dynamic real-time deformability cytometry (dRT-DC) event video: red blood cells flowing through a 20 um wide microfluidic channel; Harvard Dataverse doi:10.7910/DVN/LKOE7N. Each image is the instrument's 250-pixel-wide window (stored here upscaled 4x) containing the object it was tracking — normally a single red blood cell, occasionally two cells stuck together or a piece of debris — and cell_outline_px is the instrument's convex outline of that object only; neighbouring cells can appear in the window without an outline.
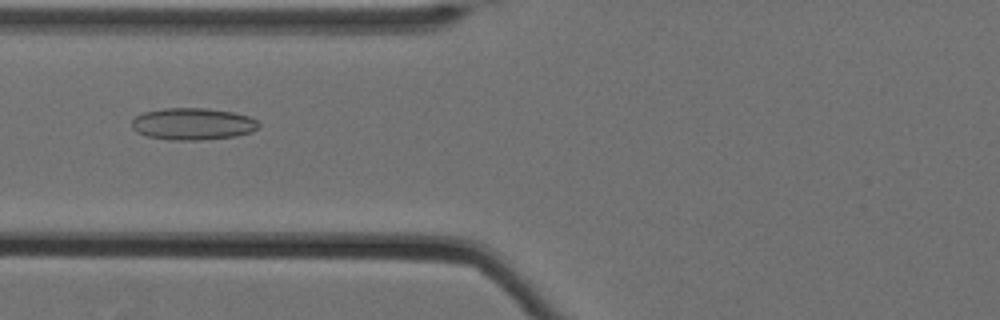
{"species": "Egyptian fruit bat (a non-hibernating species)", "species_latin": "Rousettus aegyptiacus", "temperature_condition": "cold", "stored_images_in_passage": 54, "camera_frame_rate_fps": 3000, "um_per_image_px": 0.085, "animal": {"sex": "female"}, "frame": {"image": 1, "passage_image": 21, "time_ms": 6.667, "image_size_px": [1000, 320], "cell_outline_px": [[260, 124], [252, 132], [236, 136], [200, 140], [176, 140], [148, 136], [136, 132], [132, 128], [132, 120], [136, 116], [144, 112], [164, 108], [208, 108], [232, 112], [248, 116], [256, 120]], "centroid_in_image_um": [16.38, 10.53], "position_along_channel_um": 109.4, "area_um2": 23.52}}
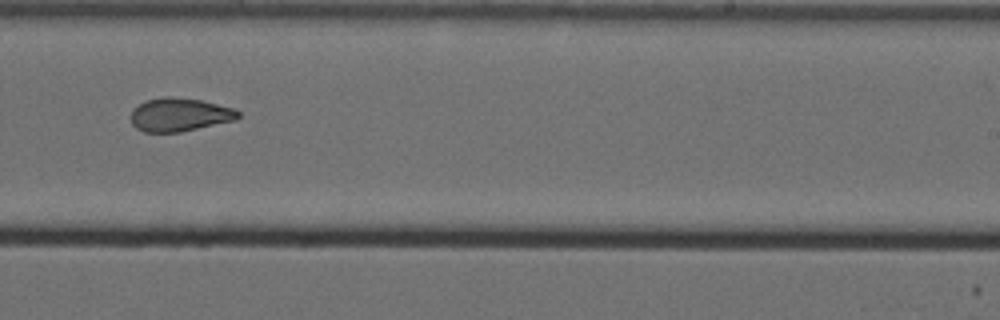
{"frame": {"image": 2, "passage_image": 35, "time_ms": 11.333, "image_size_px": [1000, 320], "cell_outline_px": [[240, 116], [236, 120], [180, 132], [144, 132], [136, 128], [132, 124], [132, 112], [140, 104], [148, 100], [164, 96], [172, 96], [200, 100], [232, 108], [240, 112]], "centroid_in_image_um": [15.28, 9.75], "position_along_channel_um": 273.7, "area_um2": 20.63}}
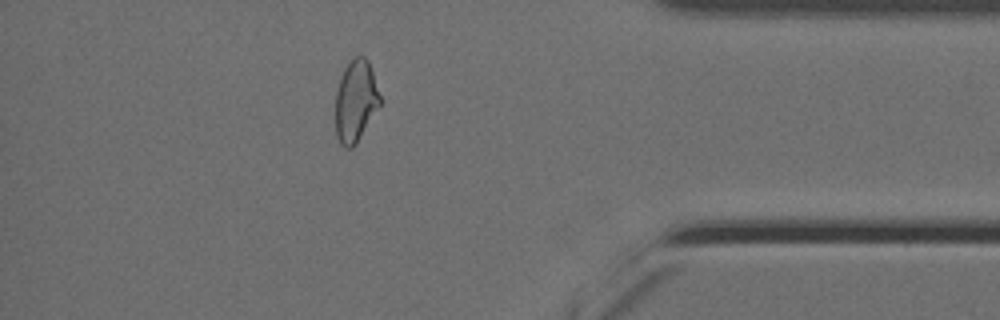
{"frame": {"image": 3, "passage_image": 48, "time_ms": 15.667, "image_size_px": [1000, 320], "cell_outline_px": [[380, 104], [356, 144], [352, 148], [344, 148], [340, 144], [336, 136], [336, 92], [340, 76], [344, 68], [356, 56], [364, 56], [368, 60], [380, 96]], "centroid_in_image_um": [30.21, 8.61], "position_along_channel_um": 405.0, "area_um2": 20.98}, "authors_computed_cell_mechanics": {"area_um2": 22.1085, "velocity_mm_per_s": 3.5172, "shape_relaxation_time_tau1_ms": null, "shape_relaxation_time_tau2_ms": 2.6678, "deformation_change_tau1": null, "deformation_change_tau2": 0.0897}}